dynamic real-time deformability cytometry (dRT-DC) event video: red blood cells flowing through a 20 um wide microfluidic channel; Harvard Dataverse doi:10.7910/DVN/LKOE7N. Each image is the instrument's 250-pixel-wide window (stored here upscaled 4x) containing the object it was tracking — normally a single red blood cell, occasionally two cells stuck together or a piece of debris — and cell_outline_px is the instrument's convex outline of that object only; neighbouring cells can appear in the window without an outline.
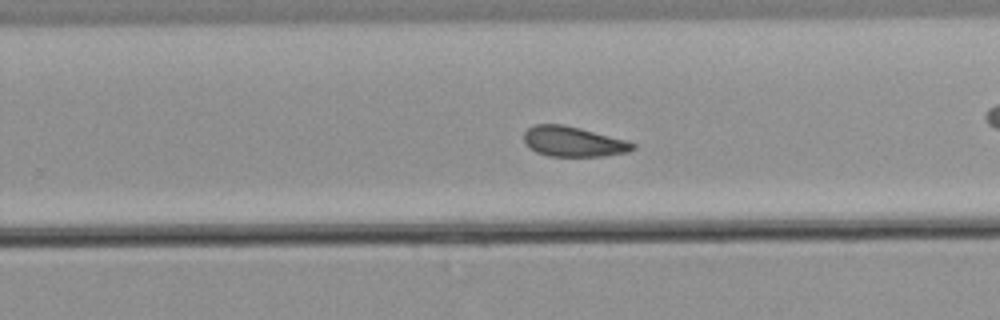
{"species": "common noctule bat (a hibernating species)", "species_latin": "Nyctalus noctula", "temperature_condition": "warm", "stored_images_in_passage": 38, "camera_frame_rate_fps": 3000, "um_per_image_px": 0.085, "animal": {"sex": "male", "body_mass_g": 21.5, "forearm_length_mm": 52.0}, "frame": {"image": 1, "passage_image": 17, "time_ms": 5.333, "image_size_px": [1000, 320], "cell_outline_px": [[636, 148], [628, 152], [604, 156], [548, 156], [536, 152], [524, 140], [524, 132], [532, 124], [564, 124], [628, 140], [636, 144]], "centroid_in_image_um": [48.76, 12.03], "position_along_channel_um": 281.0, "area_um2": 19.19}}